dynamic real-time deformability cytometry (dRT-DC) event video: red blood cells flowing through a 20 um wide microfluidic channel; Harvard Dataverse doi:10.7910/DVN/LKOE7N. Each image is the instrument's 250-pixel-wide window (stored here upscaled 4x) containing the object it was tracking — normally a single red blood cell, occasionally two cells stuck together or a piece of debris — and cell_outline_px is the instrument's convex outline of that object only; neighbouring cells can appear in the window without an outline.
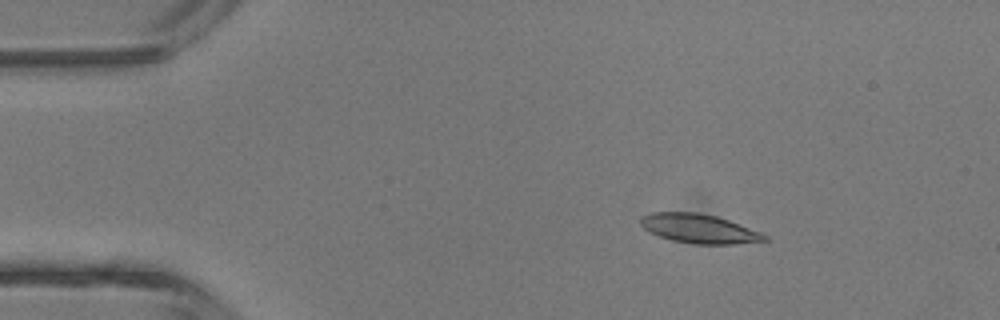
{"species": "common noctule bat (a hibernating species)", "species_latin": "Nyctalus noctula", "temperature_condition": "room temperature", "stored_images_in_passage": 4, "camera_frame_rate_fps": 3000, "um_per_image_px": 0.085, "animal": {"sex": "male", "body_mass_g": 13.3}, "frame": {"image": 1, "passage_image": 2, "time_ms": 1.0, "image_size_px": [1000, 320], "cell_outline_px": [[768, 240], [732, 244], [696, 244], [672, 240], [648, 232], [640, 224], [640, 216], [652, 212], [696, 212], [716, 216], [728, 220], [760, 232], [768, 236]], "centroid_in_image_um": [59.38, 19.43], "position_along_channel_um": 25.6, "area_um2": 20.92}}
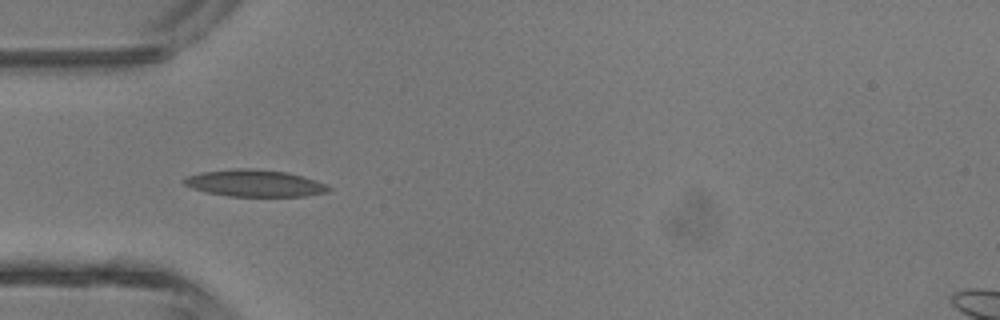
{"frame": {"image": 2, "passage_image": 4, "time_ms": 3.333, "image_size_px": [1000, 320], "cell_outline_px": [[332, 192], [304, 196], [228, 196], [204, 192], [192, 188], [184, 184], [180, 180], [184, 176], [200, 172], [236, 168], [252, 168], [288, 172], [316, 180], [328, 184], [332, 188]], "centroid_in_image_um": [21.65, 15.57], "position_along_channel_um": 63.4, "area_um2": 23.12}}